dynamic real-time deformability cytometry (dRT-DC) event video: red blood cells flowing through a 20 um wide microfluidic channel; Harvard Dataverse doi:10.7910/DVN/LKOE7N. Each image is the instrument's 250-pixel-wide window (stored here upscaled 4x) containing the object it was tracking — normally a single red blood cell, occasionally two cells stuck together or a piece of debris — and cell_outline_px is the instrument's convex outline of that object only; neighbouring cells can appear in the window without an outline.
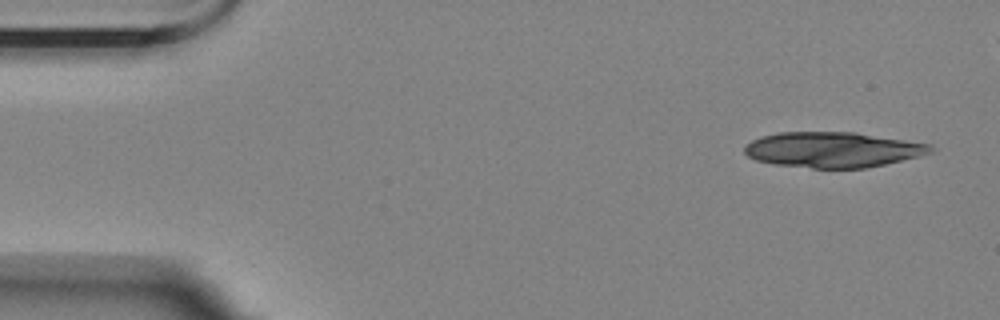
{"species": "Egyptian fruit bat (a non-hibernating species)", "species_latin": "Rousettus aegyptiacus", "temperature_condition": "room temperature", "stored_images_in_passage": 5, "camera_frame_rate_fps": 3000, "um_per_image_px": 0.085, "animal": {"sex": "female"}, "frame": {"image": 1, "passage_image": 1, "time_ms": 0.0, "image_size_px": [1000, 320], "cell_outline_px": [[932, 152], [920, 156], [868, 168], [812, 168], [776, 164], [756, 160], [748, 156], [744, 152], [744, 148], [752, 140], [764, 136], [780, 132], [856, 132], [928, 144], [932, 148]], "centroid_in_image_um": [70.79, 12.73], "position_along_channel_um": 14.2, "area_um2": 38.09}}